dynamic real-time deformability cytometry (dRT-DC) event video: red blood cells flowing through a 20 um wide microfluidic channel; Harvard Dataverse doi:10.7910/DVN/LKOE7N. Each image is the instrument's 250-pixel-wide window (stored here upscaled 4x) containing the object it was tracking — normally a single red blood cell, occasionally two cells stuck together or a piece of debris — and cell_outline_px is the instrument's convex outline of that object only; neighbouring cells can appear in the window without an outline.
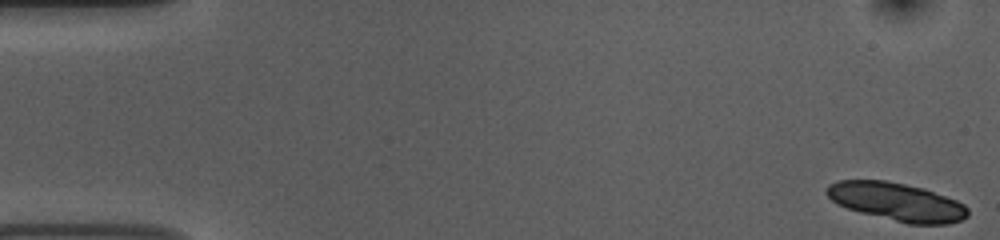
{"species": "common noctule bat (a hibernating species)", "species_latin": "Nyctalus noctula", "temperature_condition": "room temperature", "stored_images_in_passage": 54, "segment_of_instrument_passage": [1, 2], "camera_frame_rate_fps": 3000, "um_per_image_px": 0.085, "animal": {"sex": "female", "body_mass_g": 10.0, "forearm_length_mm": 53.1}, "frame": {"image": 1, "passage_image": 1, "time_ms": 0.0, "image_size_px": [1000, 240], "cell_outline_px": [[968, 216], [960, 220], [948, 224], [908, 224], [860, 212], [836, 204], [824, 192], [828, 184], [840, 180], [888, 180], [924, 188], [956, 200], [964, 204], [968, 208]], "centroid_in_image_um": [76.21, 17.14], "position_along_channel_um": 8.8, "area_um2": 31.44}}